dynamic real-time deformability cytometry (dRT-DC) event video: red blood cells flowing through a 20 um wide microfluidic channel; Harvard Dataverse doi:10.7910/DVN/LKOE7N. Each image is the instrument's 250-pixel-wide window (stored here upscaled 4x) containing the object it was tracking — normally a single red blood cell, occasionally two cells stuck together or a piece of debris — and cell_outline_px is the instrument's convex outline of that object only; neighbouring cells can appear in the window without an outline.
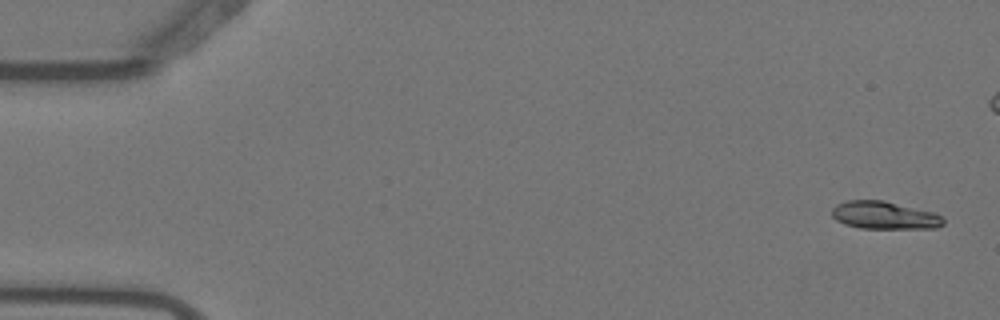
{"species": "Egyptian fruit bat (a non-hibernating species)", "species_latin": "Rousettus aegyptiacus", "temperature_condition": "warm", "stored_images_in_passage": 5, "camera_frame_rate_fps": 3000, "um_per_image_px": 0.085, "animal": {"sex": "female"}, "frame": {"image": 1, "passage_image": 1, "time_ms": 0.0, "image_size_px": [1000, 320], "cell_outline_px": [[944, 224], [936, 228], [860, 228], [844, 224], [836, 220], [832, 216], [832, 208], [836, 204], [848, 200], [884, 200], [936, 212], [944, 220]], "centroid_in_image_um": [75.18, 18.29], "position_along_channel_um": 9.8, "area_um2": 18.15}}